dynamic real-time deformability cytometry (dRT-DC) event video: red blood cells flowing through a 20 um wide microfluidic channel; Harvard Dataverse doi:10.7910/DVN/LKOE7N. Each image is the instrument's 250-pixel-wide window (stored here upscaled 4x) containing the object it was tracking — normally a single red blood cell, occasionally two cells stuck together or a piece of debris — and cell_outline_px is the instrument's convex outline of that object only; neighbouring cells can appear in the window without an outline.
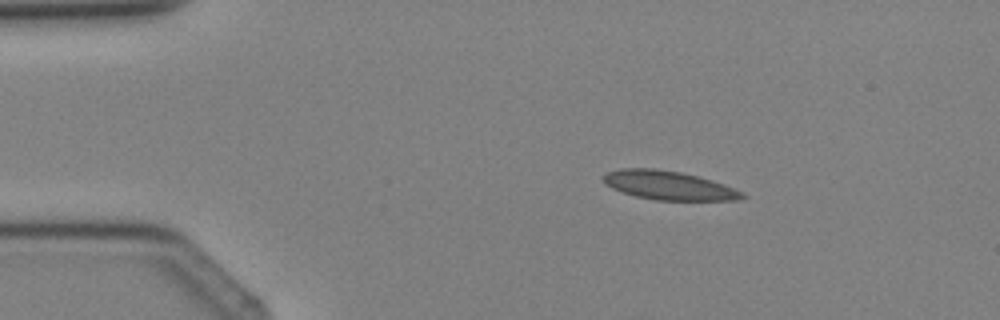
{"species": "Egyptian fruit bat (a non-hibernating species)", "species_latin": "Rousettus aegyptiacus", "temperature_condition": "cold", "stored_images_in_passage": 2, "camera_frame_rate_fps": 3000, "um_per_image_px": 0.085, "animal": {"sex": "female"}, "frame": {"image": 1, "passage_image": 1, "time_ms": 0.0, "image_size_px": [1000, 320], "cell_outline_px": [[744, 196], [736, 200], [656, 200], [636, 196], [612, 188], [604, 180], [604, 176], [608, 172], [620, 168], [652, 168], [680, 172], [712, 180], [724, 184], [744, 192]], "centroid_in_image_um": [56.86, 15.75], "position_along_channel_um": 28.1, "area_um2": 22.95}}